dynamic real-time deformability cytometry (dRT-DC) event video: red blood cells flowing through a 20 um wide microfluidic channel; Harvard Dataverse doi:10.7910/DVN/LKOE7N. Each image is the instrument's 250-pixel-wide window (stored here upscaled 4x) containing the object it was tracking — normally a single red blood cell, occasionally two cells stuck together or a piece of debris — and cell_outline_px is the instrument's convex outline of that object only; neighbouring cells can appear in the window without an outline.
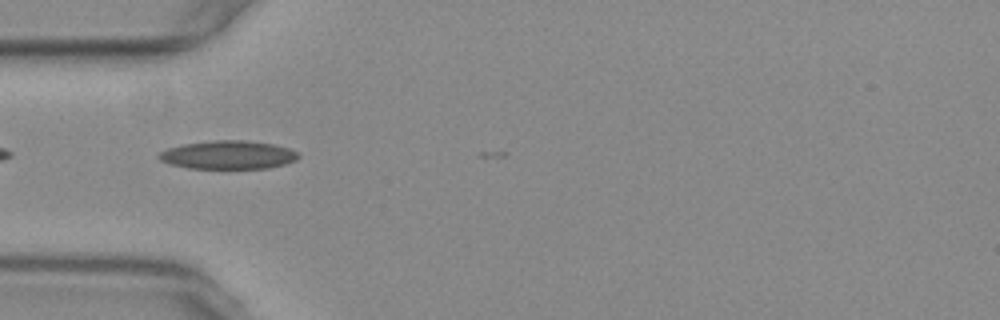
{"species": "common noctule bat (a hibernating species)", "species_latin": "Nyctalus noctula", "temperature_condition": "warm", "stored_images_in_passage": 8, "camera_frame_rate_fps": 3000, "um_per_image_px": 0.085, "animal": {"sex": "female", "body_mass_g": 29.2, "forearm_length_mm": 56.3}, "frame": {"image": 1, "passage_image": 2, "time_ms": 0.333, "image_size_px": [1000, 320], "cell_outline_px": [[300, 156], [296, 160], [284, 164], [268, 168], [188, 168], [172, 164], [160, 160], [156, 156], [160, 152], [168, 148], [184, 144], [212, 140], [244, 140], [272, 144], [288, 148], [296, 152]], "centroid_in_image_um": [19.38, 13.16], "position_along_channel_um": 65.6, "area_um2": 22.89}}
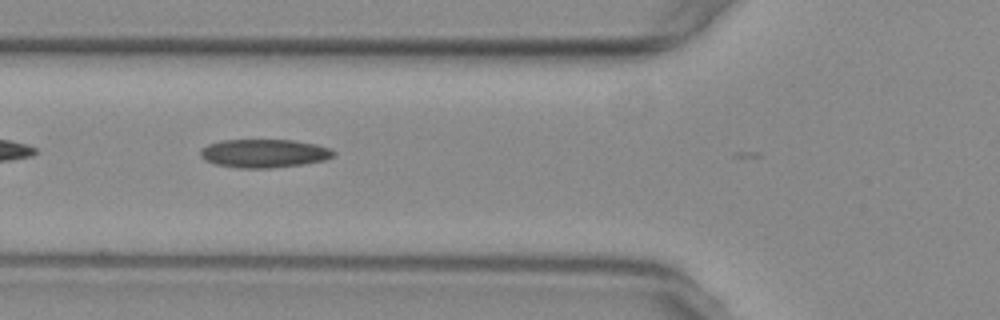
{"frame": {"image": 2, "passage_image": 5, "time_ms": 1.333, "image_size_px": [1000, 320], "cell_outline_px": [[336, 152], [332, 156], [324, 160], [304, 164], [272, 168], [236, 168], [216, 164], [204, 160], [200, 156], [200, 152], [208, 144], [220, 140], [292, 140], [316, 144], [332, 148]], "centroid_in_image_um": [22.46, 13.04], "position_along_channel_um": 103.3, "area_um2": 22.14}}